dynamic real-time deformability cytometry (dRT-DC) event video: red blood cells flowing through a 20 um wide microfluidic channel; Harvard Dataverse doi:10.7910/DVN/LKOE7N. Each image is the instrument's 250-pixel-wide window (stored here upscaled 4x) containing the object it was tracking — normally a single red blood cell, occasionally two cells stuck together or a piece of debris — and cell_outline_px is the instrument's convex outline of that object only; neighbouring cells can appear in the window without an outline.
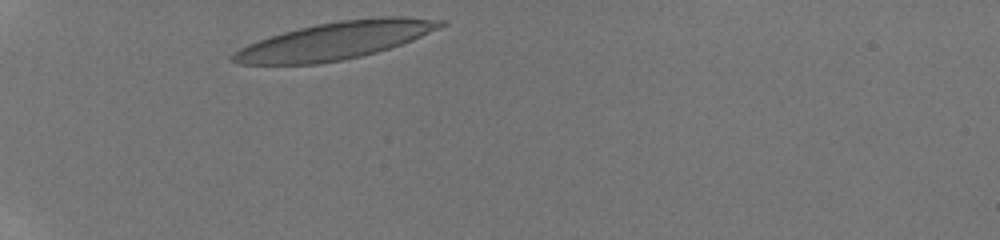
{"species": "human", "species_latin": "Homo sapiens", "temperature_condition": "room temperature", "stored_images_in_passage": 18, "camera_frame_rate_fps": 3000, "um_per_image_px": 0.085, "donor": {"sex": "male"}, "frame": {"image": 1, "passage_image": 1, "time_ms": 0.0, "image_size_px": [1000, 240], "cell_outline_px": [[448, 24], [440, 28], [412, 40], [376, 52], [344, 60], [316, 64], [240, 64], [232, 60], [232, 56], [240, 48], [248, 44], [284, 32], [316, 24], [340, 20], [380, 16], [400, 16], [448, 20]], "centroid_in_image_um": [28.58, 3.44], "position_along_channel_um": 56.4, "area_um2": 44.97}}
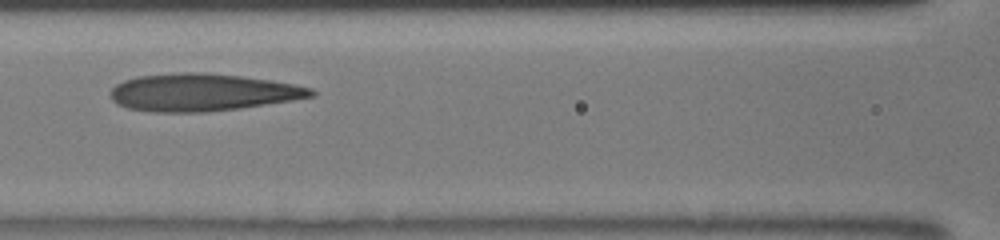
{"frame": {"image": 2, "passage_image": 9, "time_ms": 3.0, "image_size_px": [1000, 240], "cell_outline_px": [[316, 96], [292, 100], [236, 108], [204, 112], [152, 112], [128, 108], [116, 104], [112, 100], [112, 88], [116, 84], [124, 80], [136, 76], [180, 72], [204, 72], [240, 76], [272, 80], [312, 88], [316, 92]], "centroid_in_image_um": [17.18, 7.84], "position_along_channel_um": 149.4, "area_um2": 43.64}}
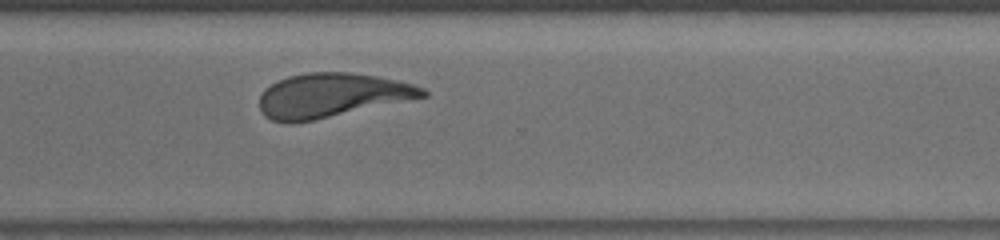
{"frame": {"image": 3, "passage_image": 18, "time_ms": 7.667, "image_size_px": [1000, 240], "cell_outline_px": [[428, 96], [296, 124], [288, 124], [272, 120], [264, 116], [260, 108], [260, 96], [272, 84], [288, 76], [308, 72], [352, 72], [376, 76], [412, 84], [424, 88], [428, 92]], "centroid_in_image_um": [28.19, 8.12], "position_along_channel_um": 342.4, "area_um2": 41.91}}